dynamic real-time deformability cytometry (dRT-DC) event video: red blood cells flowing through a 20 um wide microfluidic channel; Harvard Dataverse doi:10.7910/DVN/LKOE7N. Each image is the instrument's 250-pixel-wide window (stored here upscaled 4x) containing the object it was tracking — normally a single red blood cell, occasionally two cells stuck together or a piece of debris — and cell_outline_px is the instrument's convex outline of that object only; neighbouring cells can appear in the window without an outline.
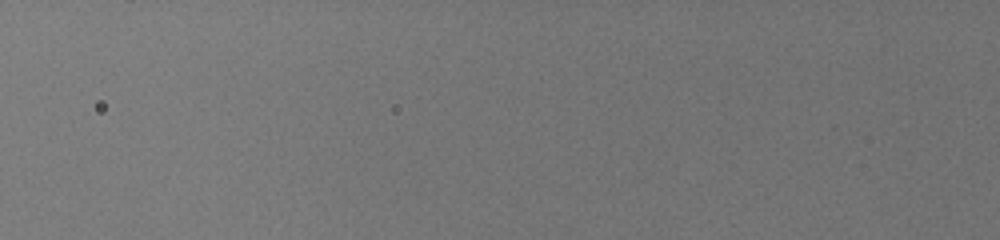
{"species": "common noctule bat (a hibernating species)", "species_latin": "Nyctalus noctula", "temperature_condition": "warm", "stored_images_in_passage": 5, "camera_frame_rate_fps": 3000, "um_per_image_px": 0.085, "animal": {"sex": "female", "body_mass_g": 19.5, "forearm_length_mm": 54.1}, "frame": {"image": 1, "passage_image": 4, "time_ms": 1.0, "image_size_px": [1000, 240], "cell_outline_px": [[808, 64], [804, 76], [796, 84], [716, 160], [704, 164], [700, 156], [708, 140], [716, 128], [768, 72], [784, 64]], "centroid_in_image_um": [63.96, 9.24], "position_along_channel_um": 61.8, "area_um2": 23.0}}